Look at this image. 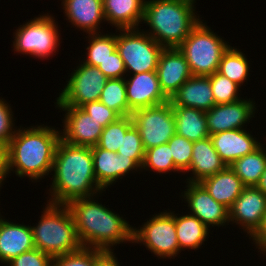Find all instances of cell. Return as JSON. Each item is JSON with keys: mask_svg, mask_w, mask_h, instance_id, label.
Returning a JSON list of instances; mask_svg holds the SVG:
<instances>
[{"mask_svg": "<svg viewBox=\"0 0 266 266\" xmlns=\"http://www.w3.org/2000/svg\"><path fill=\"white\" fill-rule=\"evenodd\" d=\"M51 175L50 185L46 186V202L52 204L67 205L78 198L106 193L95 178L91 147L72 145L60 139Z\"/></svg>", "mask_w": 266, "mask_h": 266, "instance_id": "obj_1", "label": "cell"}, {"mask_svg": "<svg viewBox=\"0 0 266 266\" xmlns=\"http://www.w3.org/2000/svg\"><path fill=\"white\" fill-rule=\"evenodd\" d=\"M102 193L72 200L67 206L73 215L77 236L83 247L114 251L117 245L132 244L133 226L126 220V216L102 205L99 200Z\"/></svg>", "mask_w": 266, "mask_h": 266, "instance_id": "obj_2", "label": "cell"}, {"mask_svg": "<svg viewBox=\"0 0 266 266\" xmlns=\"http://www.w3.org/2000/svg\"><path fill=\"white\" fill-rule=\"evenodd\" d=\"M39 124L20 125L8 144L9 175L15 174L21 180L29 178V182L36 185L50 178L56 147L61 139L59 127Z\"/></svg>", "mask_w": 266, "mask_h": 266, "instance_id": "obj_3", "label": "cell"}, {"mask_svg": "<svg viewBox=\"0 0 266 266\" xmlns=\"http://www.w3.org/2000/svg\"><path fill=\"white\" fill-rule=\"evenodd\" d=\"M198 0H145L142 29L164 48L178 47L202 15L196 11Z\"/></svg>", "mask_w": 266, "mask_h": 266, "instance_id": "obj_4", "label": "cell"}, {"mask_svg": "<svg viewBox=\"0 0 266 266\" xmlns=\"http://www.w3.org/2000/svg\"><path fill=\"white\" fill-rule=\"evenodd\" d=\"M38 222L31 225L35 248L52 258L80 250L73 215L67 205L44 203Z\"/></svg>", "mask_w": 266, "mask_h": 266, "instance_id": "obj_5", "label": "cell"}, {"mask_svg": "<svg viewBox=\"0 0 266 266\" xmlns=\"http://www.w3.org/2000/svg\"><path fill=\"white\" fill-rule=\"evenodd\" d=\"M49 12L40 13L41 15L38 14L33 19L26 20L18 28L16 26L11 44L14 54L33 57L41 61L56 56L63 41L62 28L58 19Z\"/></svg>", "mask_w": 266, "mask_h": 266, "instance_id": "obj_6", "label": "cell"}, {"mask_svg": "<svg viewBox=\"0 0 266 266\" xmlns=\"http://www.w3.org/2000/svg\"><path fill=\"white\" fill-rule=\"evenodd\" d=\"M212 29L206 20L201 19L178 46L194 76H210L218 72L220 60L232 44Z\"/></svg>", "mask_w": 266, "mask_h": 266, "instance_id": "obj_7", "label": "cell"}, {"mask_svg": "<svg viewBox=\"0 0 266 266\" xmlns=\"http://www.w3.org/2000/svg\"><path fill=\"white\" fill-rule=\"evenodd\" d=\"M149 216L139 227L134 224L131 246L138 244L145 247L158 260L171 261L180 257L182 251L179 249L176 235L174 209H163Z\"/></svg>", "mask_w": 266, "mask_h": 266, "instance_id": "obj_8", "label": "cell"}, {"mask_svg": "<svg viewBox=\"0 0 266 266\" xmlns=\"http://www.w3.org/2000/svg\"><path fill=\"white\" fill-rule=\"evenodd\" d=\"M116 49L127 74L156 71L164 47L141 28L116 29Z\"/></svg>", "mask_w": 266, "mask_h": 266, "instance_id": "obj_9", "label": "cell"}, {"mask_svg": "<svg viewBox=\"0 0 266 266\" xmlns=\"http://www.w3.org/2000/svg\"><path fill=\"white\" fill-rule=\"evenodd\" d=\"M71 73L62 91L57 93L54 106L81 107L88 102L100 100L107 77L95 66L84 64L79 60Z\"/></svg>", "mask_w": 266, "mask_h": 266, "instance_id": "obj_10", "label": "cell"}, {"mask_svg": "<svg viewBox=\"0 0 266 266\" xmlns=\"http://www.w3.org/2000/svg\"><path fill=\"white\" fill-rule=\"evenodd\" d=\"M144 149L166 144L176 133L173 106L170 102L138 109L131 114Z\"/></svg>", "mask_w": 266, "mask_h": 266, "instance_id": "obj_11", "label": "cell"}, {"mask_svg": "<svg viewBox=\"0 0 266 266\" xmlns=\"http://www.w3.org/2000/svg\"><path fill=\"white\" fill-rule=\"evenodd\" d=\"M185 190H181L178 197L182 200L181 203H186V212L197 217L204 223L210 230L212 228L217 230L220 227L229 228V209L223 204L215 201L207 190L200 184L195 182H187ZM182 197V198H181Z\"/></svg>", "mask_w": 266, "mask_h": 266, "instance_id": "obj_12", "label": "cell"}, {"mask_svg": "<svg viewBox=\"0 0 266 266\" xmlns=\"http://www.w3.org/2000/svg\"><path fill=\"white\" fill-rule=\"evenodd\" d=\"M254 98H243L227 104L213 106L206 112L209 135L222 131L246 129L259 112ZM257 111V112H256ZM256 114V115H255ZM251 121V122H250Z\"/></svg>", "mask_w": 266, "mask_h": 266, "instance_id": "obj_13", "label": "cell"}, {"mask_svg": "<svg viewBox=\"0 0 266 266\" xmlns=\"http://www.w3.org/2000/svg\"><path fill=\"white\" fill-rule=\"evenodd\" d=\"M61 111V139L78 146H97L103 132L102 125L83 111L80 107L55 106Z\"/></svg>", "mask_w": 266, "mask_h": 266, "instance_id": "obj_14", "label": "cell"}, {"mask_svg": "<svg viewBox=\"0 0 266 266\" xmlns=\"http://www.w3.org/2000/svg\"><path fill=\"white\" fill-rule=\"evenodd\" d=\"M265 212L266 195L256 186L245 187L229 209V226L237 225L249 238L260 226Z\"/></svg>", "mask_w": 266, "mask_h": 266, "instance_id": "obj_15", "label": "cell"}, {"mask_svg": "<svg viewBox=\"0 0 266 266\" xmlns=\"http://www.w3.org/2000/svg\"><path fill=\"white\" fill-rule=\"evenodd\" d=\"M94 173L98 185L104 190L129 178L131 173L141 174V167L130 157H124L114 151L100 148L98 145L91 147ZM141 172V173H140ZM125 177V178H124Z\"/></svg>", "mask_w": 266, "mask_h": 266, "instance_id": "obj_16", "label": "cell"}, {"mask_svg": "<svg viewBox=\"0 0 266 266\" xmlns=\"http://www.w3.org/2000/svg\"><path fill=\"white\" fill-rule=\"evenodd\" d=\"M125 83L126 98L132 112L169 101L161 90L156 71L127 74Z\"/></svg>", "mask_w": 266, "mask_h": 266, "instance_id": "obj_17", "label": "cell"}, {"mask_svg": "<svg viewBox=\"0 0 266 266\" xmlns=\"http://www.w3.org/2000/svg\"><path fill=\"white\" fill-rule=\"evenodd\" d=\"M62 12L71 28L85 34L102 33L105 26L103 0H60ZM104 22V24H103ZM102 25V26H101ZM85 33V34H84Z\"/></svg>", "mask_w": 266, "mask_h": 266, "instance_id": "obj_18", "label": "cell"}, {"mask_svg": "<svg viewBox=\"0 0 266 266\" xmlns=\"http://www.w3.org/2000/svg\"><path fill=\"white\" fill-rule=\"evenodd\" d=\"M252 133L249 128L235 129L212 134L209 137L220 158L229 166L262 144L259 136Z\"/></svg>", "mask_w": 266, "mask_h": 266, "instance_id": "obj_19", "label": "cell"}, {"mask_svg": "<svg viewBox=\"0 0 266 266\" xmlns=\"http://www.w3.org/2000/svg\"><path fill=\"white\" fill-rule=\"evenodd\" d=\"M16 222L6 219L0 211V263L4 266L22 253L35 248L31 223Z\"/></svg>", "mask_w": 266, "mask_h": 266, "instance_id": "obj_20", "label": "cell"}, {"mask_svg": "<svg viewBox=\"0 0 266 266\" xmlns=\"http://www.w3.org/2000/svg\"><path fill=\"white\" fill-rule=\"evenodd\" d=\"M156 72L161 90L168 98L192 76L189 65L178 47L163 49Z\"/></svg>", "mask_w": 266, "mask_h": 266, "instance_id": "obj_21", "label": "cell"}, {"mask_svg": "<svg viewBox=\"0 0 266 266\" xmlns=\"http://www.w3.org/2000/svg\"><path fill=\"white\" fill-rule=\"evenodd\" d=\"M192 151L190 166L186 171L188 174L185 175L187 178L184 179L187 182L199 183L227 167L213 147L210 137L194 142Z\"/></svg>", "mask_w": 266, "mask_h": 266, "instance_id": "obj_22", "label": "cell"}, {"mask_svg": "<svg viewBox=\"0 0 266 266\" xmlns=\"http://www.w3.org/2000/svg\"><path fill=\"white\" fill-rule=\"evenodd\" d=\"M169 102L172 106L192 107L207 112L215 106L209 76L192 75L173 93Z\"/></svg>", "mask_w": 266, "mask_h": 266, "instance_id": "obj_23", "label": "cell"}, {"mask_svg": "<svg viewBox=\"0 0 266 266\" xmlns=\"http://www.w3.org/2000/svg\"><path fill=\"white\" fill-rule=\"evenodd\" d=\"M145 0H103L105 21L115 29L143 28Z\"/></svg>", "mask_w": 266, "mask_h": 266, "instance_id": "obj_24", "label": "cell"}, {"mask_svg": "<svg viewBox=\"0 0 266 266\" xmlns=\"http://www.w3.org/2000/svg\"><path fill=\"white\" fill-rule=\"evenodd\" d=\"M199 183L215 201L228 209L231 208L246 187L229 166Z\"/></svg>", "mask_w": 266, "mask_h": 266, "instance_id": "obj_25", "label": "cell"}, {"mask_svg": "<svg viewBox=\"0 0 266 266\" xmlns=\"http://www.w3.org/2000/svg\"><path fill=\"white\" fill-rule=\"evenodd\" d=\"M175 227L179 249L181 251L187 249V251L194 250L196 252L198 249L203 248L205 245L204 242H208L209 233L212 234L214 231H211L197 217L186 211L184 213L182 211L181 214L179 211L175 213Z\"/></svg>", "mask_w": 266, "mask_h": 266, "instance_id": "obj_26", "label": "cell"}, {"mask_svg": "<svg viewBox=\"0 0 266 266\" xmlns=\"http://www.w3.org/2000/svg\"><path fill=\"white\" fill-rule=\"evenodd\" d=\"M176 134L191 142L209 137L206 112L192 107L173 106Z\"/></svg>", "mask_w": 266, "mask_h": 266, "instance_id": "obj_27", "label": "cell"}, {"mask_svg": "<svg viewBox=\"0 0 266 266\" xmlns=\"http://www.w3.org/2000/svg\"><path fill=\"white\" fill-rule=\"evenodd\" d=\"M265 143V141L262 142L253 152L235 160L229 165L246 187L256 186L266 169Z\"/></svg>", "mask_w": 266, "mask_h": 266, "instance_id": "obj_28", "label": "cell"}, {"mask_svg": "<svg viewBox=\"0 0 266 266\" xmlns=\"http://www.w3.org/2000/svg\"><path fill=\"white\" fill-rule=\"evenodd\" d=\"M244 52V50H240L237 46H230L223 54L218 68V73L243 88L250 82V68L252 66L251 62H253L247 58Z\"/></svg>", "mask_w": 266, "mask_h": 266, "instance_id": "obj_29", "label": "cell"}, {"mask_svg": "<svg viewBox=\"0 0 266 266\" xmlns=\"http://www.w3.org/2000/svg\"><path fill=\"white\" fill-rule=\"evenodd\" d=\"M106 32L86 34L84 37L87 41L84 48L85 56L82 57L83 59L81 57L78 58V60L84 64L97 67L101 62L109 58L110 54L116 50V29L115 32Z\"/></svg>", "mask_w": 266, "mask_h": 266, "instance_id": "obj_30", "label": "cell"}, {"mask_svg": "<svg viewBox=\"0 0 266 266\" xmlns=\"http://www.w3.org/2000/svg\"><path fill=\"white\" fill-rule=\"evenodd\" d=\"M141 171L143 172H154L156 175L164 176L166 174L174 173L183 174L175 167L173 157L170 152V146L168 143L159 145L145 150L143 164L141 166Z\"/></svg>", "mask_w": 266, "mask_h": 266, "instance_id": "obj_31", "label": "cell"}, {"mask_svg": "<svg viewBox=\"0 0 266 266\" xmlns=\"http://www.w3.org/2000/svg\"><path fill=\"white\" fill-rule=\"evenodd\" d=\"M99 101L116 111L121 117L132 114L126 98L125 78L107 79Z\"/></svg>", "mask_w": 266, "mask_h": 266, "instance_id": "obj_32", "label": "cell"}, {"mask_svg": "<svg viewBox=\"0 0 266 266\" xmlns=\"http://www.w3.org/2000/svg\"><path fill=\"white\" fill-rule=\"evenodd\" d=\"M209 79L215 105L232 103L243 98L241 92L244 89L220 73L214 72Z\"/></svg>", "mask_w": 266, "mask_h": 266, "instance_id": "obj_33", "label": "cell"}, {"mask_svg": "<svg viewBox=\"0 0 266 266\" xmlns=\"http://www.w3.org/2000/svg\"><path fill=\"white\" fill-rule=\"evenodd\" d=\"M133 125L131 115L120 117L117 121L103 128L98 146L102 149L117 152L122 142V134Z\"/></svg>", "mask_w": 266, "mask_h": 266, "instance_id": "obj_34", "label": "cell"}, {"mask_svg": "<svg viewBox=\"0 0 266 266\" xmlns=\"http://www.w3.org/2000/svg\"><path fill=\"white\" fill-rule=\"evenodd\" d=\"M167 143L170 146L175 167L185 176L192 159L194 142L175 133Z\"/></svg>", "mask_w": 266, "mask_h": 266, "instance_id": "obj_35", "label": "cell"}, {"mask_svg": "<svg viewBox=\"0 0 266 266\" xmlns=\"http://www.w3.org/2000/svg\"><path fill=\"white\" fill-rule=\"evenodd\" d=\"M117 154L132 158L140 167L143 164L145 149L138 129L132 125L125 134H122L121 146Z\"/></svg>", "mask_w": 266, "mask_h": 266, "instance_id": "obj_36", "label": "cell"}, {"mask_svg": "<svg viewBox=\"0 0 266 266\" xmlns=\"http://www.w3.org/2000/svg\"><path fill=\"white\" fill-rule=\"evenodd\" d=\"M0 97V141L9 144L19 126L15 125L13 106ZM12 106V107H11Z\"/></svg>", "mask_w": 266, "mask_h": 266, "instance_id": "obj_37", "label": "cell"}, {"mask_svg": "<svg viewBox=\"0 0 266 266\" xmlns=\"http://www.w3.org/2000/svg\"><path fill=\"white\" fill-rule=\"evenodd\" d=\"M52 266H94V249L80 250L53 258Z\"/></svg>", "mask_w": 266, "mask_h": 266, "instance_id": "obj_38", "label": "cell"}, {"mask_svg": "<svg viewBox=\"0 0 266 266\" xmlns=\"http://www.w3.org/2000/svg\"><path fill=\"white\" fill-rule=\"evenodd\" d=\"M93 119L98 121L102 127L117 121L121 116L114 110L98 101L88 102L80 107Z\"/></svg>", "mask_w": 266, "mask_h": 266, "instance_id": "obj_39", "label": "cell"}, {"mask_svg": "<svg viewBox=\"0 0 266 266\" xmlns=\"http://www.w3.org/2000/svg\"><path fill=\"white\" fill-rule=\"evenodd\" d=\"M53 258L37 248L22 253L5 266H52Z\"/></svg>", "mask_w": 266, "mask_h": 266, "instance_id": "obj_40", "label": "cell"}, {"mask_svg": "<svg viewBox=\"0 0 266 266\" xmlns=\"http://www.w3.org/2000/svg\"><path fill=\"white\" fill-rule=\"evenodd\" d=\"M97 68L108 78H125L127 71L124 61L119 55L117 49L110 54L109 58L101 62Z\"/></svg>", "mask_w": 266, "mask_h": 266, "instance_id": "obj_41", "label": "cell"}, {"mask_svg": "<svg viewBox=\"0 0 266 266\" xmlns=\"http://www.w3.org/2000/svg\"><path fill=\"white\" fill-rule=\"evenodd\" d=\"M251 246H255L258 255L266 259V212L262 218V222L257 230L249 237ZM262 254V255H261Z\"/></svg>", "mask_w": 266, "mask_h": 266, "instance_id": "obj_42", "label": "cell"}, {"mask_svg": "<svg viewBox=\"0 0 266 266\" xmlns=\"http://www.w3.org/2000/svg\"><path fill=\"white\" fill-rule=\"evenodd\" d=\"M115 251L94 249V266H121Z\"/></svg>", "mask_w": 266, "mask_h": 266, "instance_id": "obj_43", "label": "cell"}, {"mask_svg": "<svg viewBox=\"0 0 266 266\" xmlns=\"http://www.w3.org/2000/svg\"><path fill=\"white\" fill-rule=\"evenodd\" d=\"M9 177L8 144L0 141V191Z\"/></svg>", "mask_w": 266, "mask_h": 266, "instance_id": "obj_44", "label": "cell"}, {"mask_svg": "<svg viewBox=\"0 0 266 266\" xmlns=\"http://www.w3.org/2000/svg\"><path fill=\"white\" fill-rule=\"evenodd\" d=\"M256 187L266 195V169L263 172L260 181L258 182Z\"/></svg>", "mask_w": 266, "mask_h": 266, "instance_id": "obj_45", "label": "cell"}]
</instances>
